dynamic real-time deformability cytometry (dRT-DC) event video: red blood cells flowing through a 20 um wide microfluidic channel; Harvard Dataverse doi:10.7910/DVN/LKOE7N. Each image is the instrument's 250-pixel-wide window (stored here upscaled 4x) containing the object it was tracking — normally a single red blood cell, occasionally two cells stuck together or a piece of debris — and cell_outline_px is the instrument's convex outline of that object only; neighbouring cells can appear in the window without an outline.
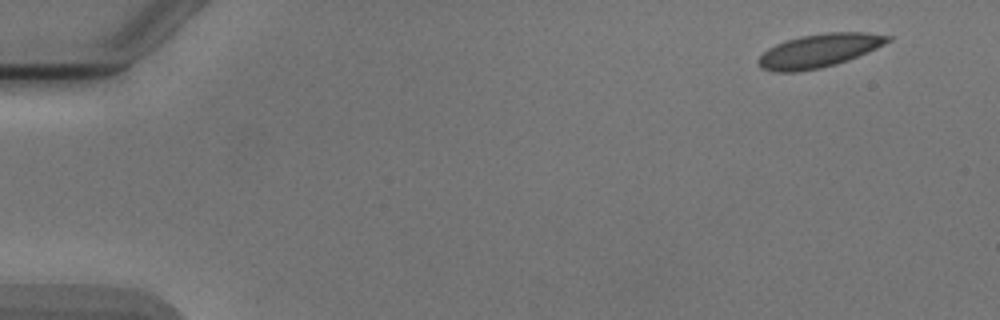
{"species": "Egyptian fruit bat (a non-hibernating species)", "species_latin": "Rousettus aegyptiacus", "temperature_condition": "cold", "stored_images_in_passage": 3, "camera_frame_rate_fps": 3000, "um_per_image_px": 0.085, "animal": {"sex": "male"}, "frame": {"image": 1, "passage_image": 1, "time_ms": 0.0, "image_size_px": [1000, 320], "cell_outline_px": [[892, 40], [876, 48], [848, 60], [836, 64], [820, 68], [796, 72], [772, 72], [760, 68], [756, 60], [768, 48], [776, 44], [800, 36], [828, 32], [864, 32], [892, 36]], "centroid_in_image_um": [69.59, 4.31], "position_along_channel_um": 15.4, "area_um2": 25.2}}